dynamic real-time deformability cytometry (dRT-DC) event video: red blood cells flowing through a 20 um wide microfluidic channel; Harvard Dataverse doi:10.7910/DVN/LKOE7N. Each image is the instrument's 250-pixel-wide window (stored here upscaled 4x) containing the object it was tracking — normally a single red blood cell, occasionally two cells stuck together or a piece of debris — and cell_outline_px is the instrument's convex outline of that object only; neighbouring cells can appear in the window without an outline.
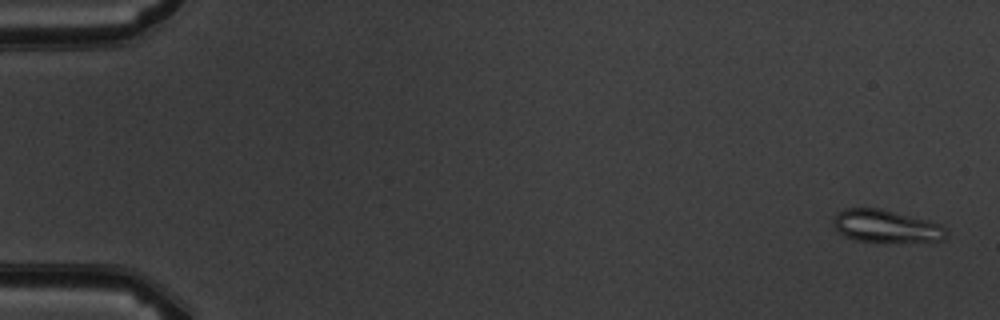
{"species": "common noctule bat (a hibernating species)", "species_latin": "Nyctalus noctula", "temperature_condition": "warm", "stored_images_in_passage": 4, "camera_frame_rate_fps": 3000, "um_per_image_px": 0.085, "animal": {"sex": "male", "body_mass_g": 19.5, "forearm_length_mm": 54.6}, "frame": {"image": 1, "passage_image": 1, "time_ms": 0.0, "image_size_px": [1000, 320], "cell_outline_px": [[948, 236], [944, 240], [900, 244], [856, 240], [844, 236], [832, 224], [832, 220], [836, 212], [844, 208], [880, 208], [940, 224], [948, 232]], "centroid_in_image_um": [75.32, 19.26], "position_along_channel_um": 9.7, "area_um2": 22.02}}
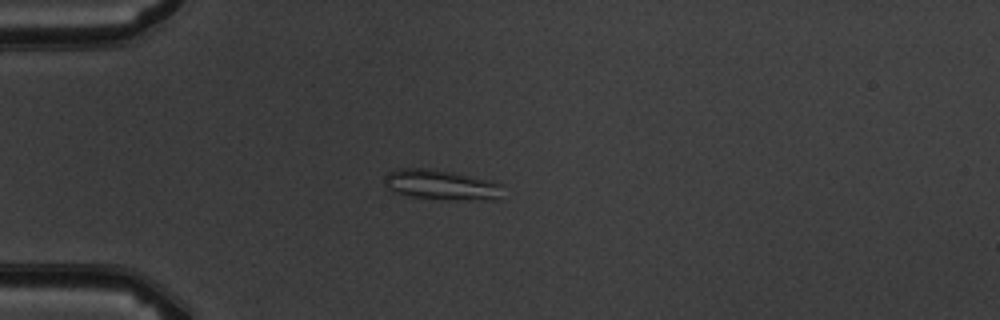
{"frame": {"image": 2, "passage_image": 4, "time_ms": 4.333, "image_size_px": [1000, 320], "cell_outline_px": [[504, 200], [448, 200], [412, 196], [392, 192], [384, 184], [384, 176], [388, 172], [400, 168], [432, 168], [492, 180], [504, 184]], "centroid_in_image_um": [37.61, 15.72], "position_along_channel_um": 47.4, "area_um2": 21.5}}